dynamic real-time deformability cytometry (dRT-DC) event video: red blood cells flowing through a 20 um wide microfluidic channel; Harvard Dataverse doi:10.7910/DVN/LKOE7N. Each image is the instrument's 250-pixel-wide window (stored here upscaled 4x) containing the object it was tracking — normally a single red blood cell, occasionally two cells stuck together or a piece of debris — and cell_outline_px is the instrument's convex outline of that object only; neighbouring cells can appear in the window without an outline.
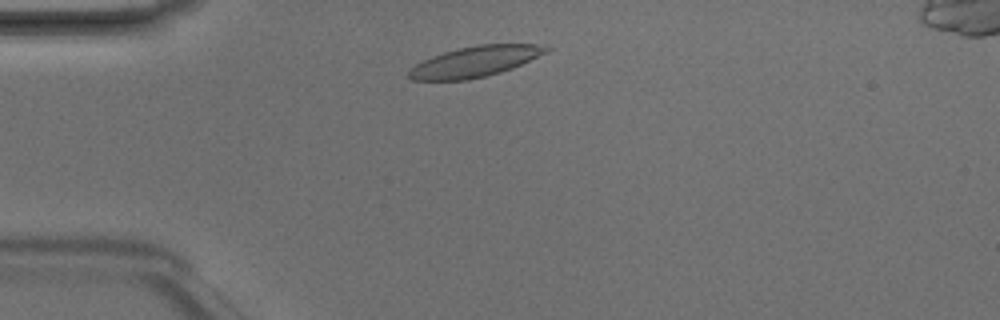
{"species": "Egyptian fruit bat (a non-hibernating species)", "species_latin": "Rousettus aegyptiacus", "temperature_condition": "room temperature", "stored_images_in_passage": 4, "camera_frame_rate_fps": 3000, "um_per_image_px": 0.085, "animal": {"sex": "male"}, "frame": {"image": 1, "passage_image": 1, "time_ms": 0.0, "image_size_px": [1000, 320], "cell_outline_px": [[552, 48], [548, 52], [512, 68], [500, 72], [468, 80], [412, 80], [408, 76], [408, 72], [416, 64], [432, 56], [456, 48], [476, 44], [536, 44]], "centroid_in_image_um": [40.39, 5.22], "position_along_channel_um": 44.6, "area_um2": 24.39}}